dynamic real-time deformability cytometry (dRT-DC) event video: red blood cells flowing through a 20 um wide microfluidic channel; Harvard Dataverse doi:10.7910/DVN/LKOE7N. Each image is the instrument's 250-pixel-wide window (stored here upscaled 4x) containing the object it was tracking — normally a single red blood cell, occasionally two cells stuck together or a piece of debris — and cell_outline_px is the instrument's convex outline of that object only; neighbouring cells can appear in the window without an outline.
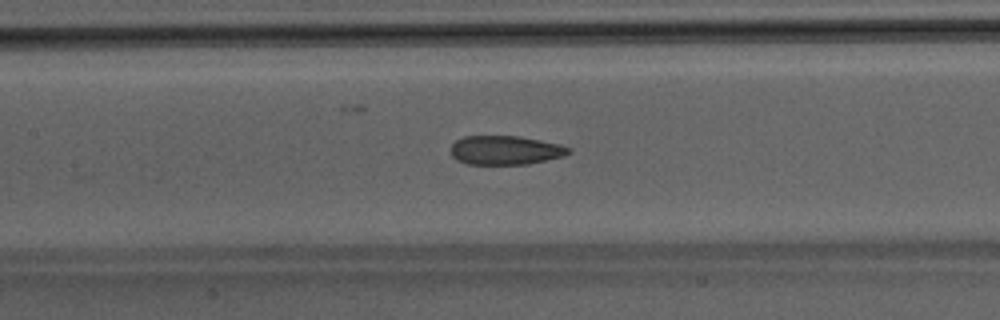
{"species": "Egyptian fruit bat (a non-hibernating species)", "species_latin": "Rousettus aegyptiacus", "temperature_condition": "room temperature", "stored_images_in_passage": 28, "camera_frame_rate_fps": 3000, "um_per_image_px": 0.085, "animal": {"sex": "male"}, "frame": {"image": 1, "passage_image": 12, "time_ms": 3.667, "image_size_px": [1000, 320], "cell_outline_px": [[572, 152], [564, 156], [528, 164], [468, 164], [456, 160], [452, 156], [448, 148], [456, 140], [464, 136], [520, 136], [560, 144], [572, 148]], "centroid_in_image_um": [42.94, 12.76], "position_along_channel_um": 164.5, "area_um2": 20.17}}
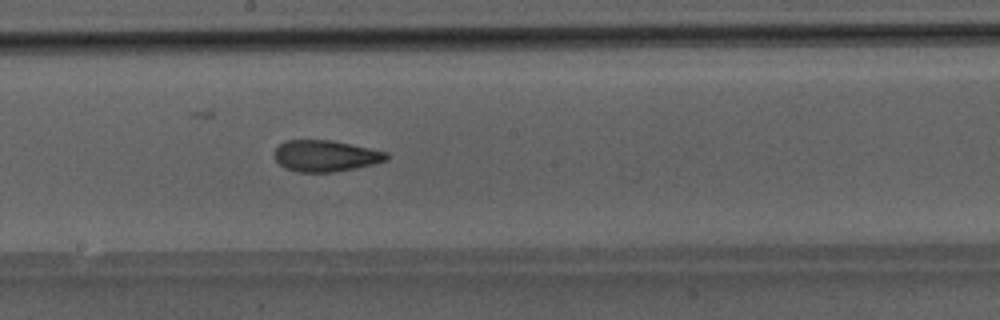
{"frame": {"image": 2, "passage_image": 16, "time_ms": 5.0, "image_size_px": [1000, 320], "cell_outline_px": [[388, 160], [356, 168], [332, 172], [296, 172], [284, 168], [276, 160], [276, 148], [284, 140], [332, 140], [388, 152]], "centroid_in_image_um": [27.68, 13.25], "position_along_channel_um": 220.5, "area_um2": 20.4}}
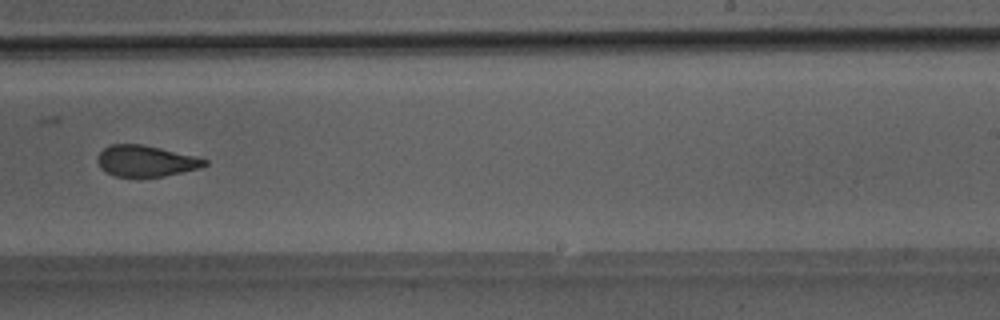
{"frame": {"image": 3, "passage_image": 20, "time_ms": 6.333, "image_size_px": [1000, 320], "cell_outline_px": [[208, 164], [200, 168], [164, 176], [112, 176], [100, 168], [96, 160], [96, 156], [104, 148], [112, 144], [140, 144], [160, 148], [196, 156], [208, 160]], "centroid_in_image_um": [12.38, 13.68], "position_along_channel_um": 276.6, "area_um2": 19.42}}